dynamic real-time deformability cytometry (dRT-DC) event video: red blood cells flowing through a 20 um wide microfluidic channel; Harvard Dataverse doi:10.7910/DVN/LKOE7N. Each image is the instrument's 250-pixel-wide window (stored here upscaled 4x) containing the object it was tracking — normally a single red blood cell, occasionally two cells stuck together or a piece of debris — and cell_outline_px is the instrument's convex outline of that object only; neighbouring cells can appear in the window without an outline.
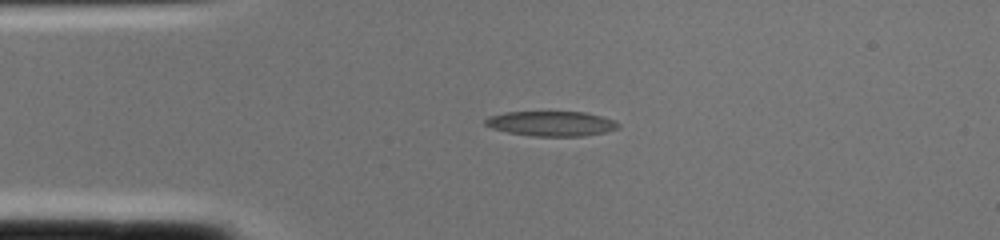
{"species": "common noctule bat (a hibernating species)", "species_latin": "Nyctalus noctula", "temperature_condition": "cold", "stored_images_in_passage": 1, "camera_frame_rate_fps": 3000, "um_per_image_px": 0.085, "animal": {"sex": "female", "body_mass_g": 22.0, "forearm_length_mm": 56.7}, "frame": {"image": 1, "passage_image": 1, "time_ms": 0.0, "image_size_px": [1000, 240], "cell_outline_px": [[620, 128], [604, 132], [584, 136], [532, 136], [508, 132], [492, 128], [484, 124], [484, 120], [488, 116], [504, 112], [584, 112], [600, 116], [612, 120], [620, 124]], "centroid_in_image_um": [46.83, 10.5], "position_along_channel_um": 38.2, "area_um2": 19.25}}